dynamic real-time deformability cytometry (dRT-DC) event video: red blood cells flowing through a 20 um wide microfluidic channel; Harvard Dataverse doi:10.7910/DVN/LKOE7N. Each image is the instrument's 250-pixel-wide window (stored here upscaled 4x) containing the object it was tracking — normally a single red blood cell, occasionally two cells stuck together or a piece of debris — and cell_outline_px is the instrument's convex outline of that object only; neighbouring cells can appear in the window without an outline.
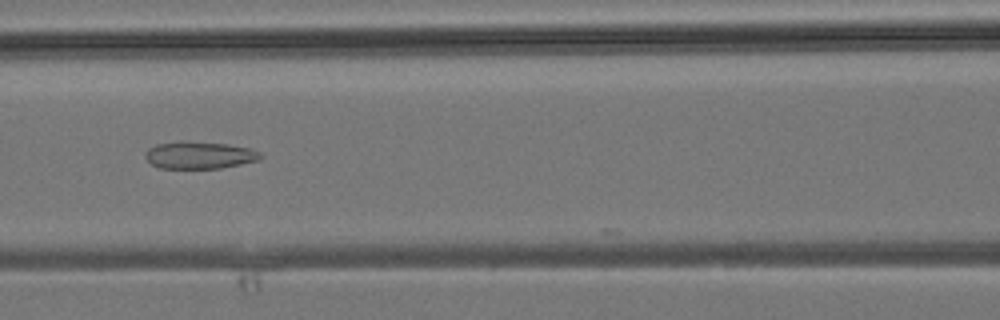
{"species": "common noctule bat (a hibernating species)", "species_latin": "Nyctalus noctula", "temperature_condition": "room temperature", "stored_images_in_passage": 28, "camera_frame_rate_fps": 3000, "um_per_image_px": 0.085, "animal": {"sex": "male", "body_mass_g": 19.2, "forearm_length_mm": 51.8}, "frame": {"image": 1, "passage_image": 18, "time_ms": 5.667, "image_size_px": [1000, 320], "cell_outline_px": [[264, 156], [260, 160], [220, 168], [160, 168], [152, 164], [144, 156], [148, 148], [156, 144], [180, 140], [228, 144], [248, 148], [260, 152]], "centroid_in_image_um": [16.95, 13.17], "position_along_channel_um": 149.7, "area_um2": 18.38}}
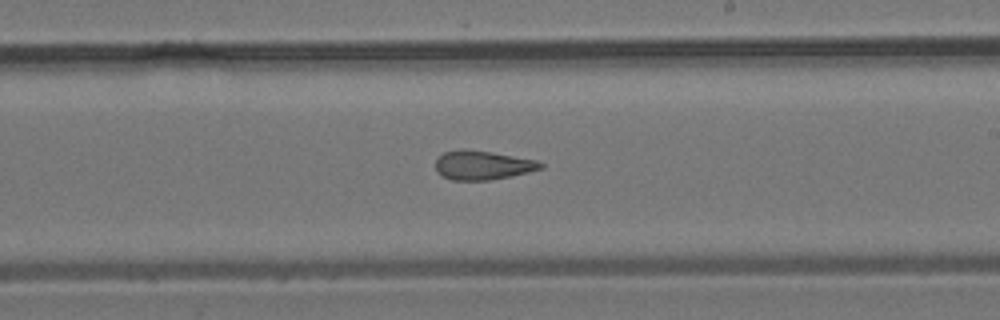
{"frame": {"image": 2, "passage_image": 24, "time_ms": 7.667, "image_size_px": [1000, 320], "cell_outline_px": [[544, 168], [512, 176], [488, 180], [452, 180], [436, 172], [436, 160], [444, 152], [464, 148], [492, 152], [536, 160], [544, 164]], "centroid_in_image_um": [41.03, 14.03], "position_along_channel_um": 248.0, "area_um2": 17.8}}
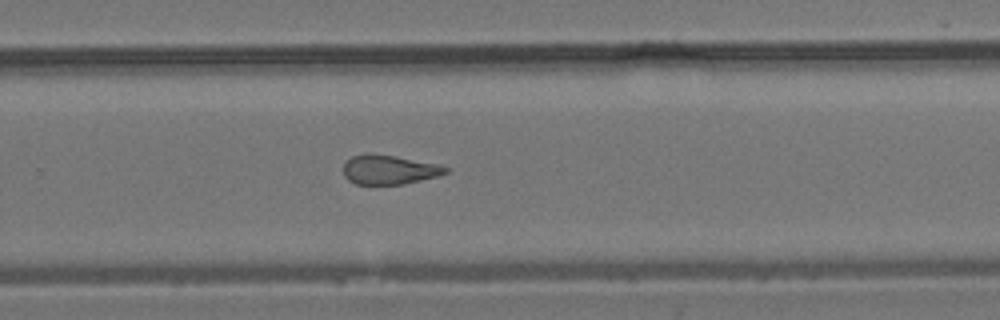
{"frame": {"image": 3, "passage_image": 27, "time_ms": 8.667, "image_size_px": [1000, 320], "cell_outline_px": [[452, 168], [448, 172], [436, 176], [404, 184], [356, 184], [348, 180], [344, 176], [344, 160], [352, 156], [396, 156], [436, 164]], "centroid_in_image_um": [33.09, 14.45], "position_along_channel_um": 296.7, "area_um2": 16.94}}